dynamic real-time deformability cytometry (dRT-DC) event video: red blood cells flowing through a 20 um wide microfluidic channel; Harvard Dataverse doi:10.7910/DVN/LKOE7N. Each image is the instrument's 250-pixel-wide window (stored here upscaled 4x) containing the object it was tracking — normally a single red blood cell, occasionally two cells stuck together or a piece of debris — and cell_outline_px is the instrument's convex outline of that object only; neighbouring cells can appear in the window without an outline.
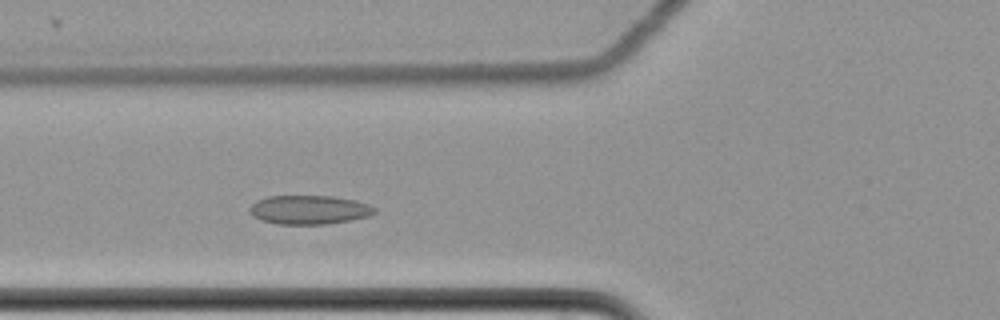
{"species": "common noctule bat (a hibernating species)", "species_latin": "Nyctalus noctula", "temperature_condition": "cold", "stored_images_in_passage": 4, "camera_frame_rate_fps": 3000, "um_per_image_px": 0.085, "animal": {"sex": "female", "body_mass_g": 22.7, "forearm_length_mm": 54.2}, "frame": {"image": 1, "passage_image": 4, "time_ms": 1.0, "image_size_px": [1000, 320], "cell_outline_px": [[376, 212], [368, 216], [352, 220], [324, 224], [276, 224], [260, 220], [252, 216], [248, 208], [256, 200], [268, 196], [332, 196], [356, 200], [368, 204], [376, 208]], "centroid_in_image_um": [26.26, 17.83], "position_along_channel_um": 99.5, "area_um2": 21.21}}